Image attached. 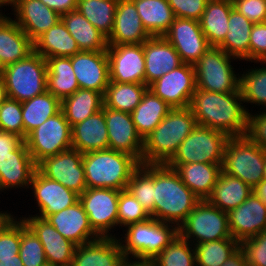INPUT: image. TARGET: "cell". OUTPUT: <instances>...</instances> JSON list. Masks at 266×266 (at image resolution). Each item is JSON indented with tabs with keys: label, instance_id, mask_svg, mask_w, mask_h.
Returning <instances> with one entry per match:
<instances>
[{
	"label": "cell",
	"instance_id": "7bdbcfd3",
	"mask_svg": "<svg viewBox=\"0 0 266 266\" xmlns=\"http://www.w3.org/2000/svg\"><path fill=\"white\" fill-rule=\"evenodd\" d=\"M126 189L154 218V164H141L133 172Z\"/></svg>",
	"mask_w": 266,
	"mask_h": 266
},
{
	"label": "cell",
	"instance_id": "f546056e",
	"mask_svg": "<svg viewBox=\"0 0 266 266\" xmlns=\"http://www.w3.org/2000/svg\"><path fill=\"white\" fill-rule=\"evenodd\" d=\"M179 174L182 182L200 199L206 200L220 175L222 164H167Z\"/></svg>",
	"mask_w": 266,
	"mask_h": 266
},
{
	"label": "cell",
	"instance_id": "277c9868",
	"mask_svg": "<svg viewBox=\"0 0 266 266\" xmlns=\"http://www.w3.org/2000/svg\"><path fill=\"white\" fill-rule=\"evenodd\" d=\"M140 165L130 154L109 148L84 153L86 187L124 190Z\"/></svg>",
	"mask_w": 266,
	"mask_h": 266
},
{
	"label": "cell",
	"instance_id": "8d00e7d4",
	"mask_svg": "<svg viewBox=\"0 0 266 266\" xmlns=\"http://www.w3.org/2000/svg\"><path fill=\"white\" fill-rule=\"evenodd\" d=\"M253 23L234 8L228 20V33L218 46L234 59L249 61L250 33Z\"/></svg>",
	"mask_w": 266,
	"mask_h": 266
},
{
	"label": "cell",
	"instance_id": "be15d7a7",
	"mask_svg": "<svg viewBox=\"0 0 266 266\" xmlns=\"http://www.w3.org/2000/svg\"><path fill=\"white\" fill-rule=\"evenodd\" d=\"M0 266H24L19 254L15 258L0 259Z\"/></svg>",
	"mask_w": 266,
	"mask_h": 266
},
{
	"label": "cell",
	"instance_id": "94428289",
	"mask_svg": "<svg viewBox=\"0 0 266 266\" xmlns=\"http://www.w3.org/2000/svg\"><path fill=\"white\" fill-rule=\"evenodd\" d=\"M138 261H129L128 257H124L119 266H156L154 259L136 258ZM129 261V262H128Z\"/></svg>",
	"mask_w": 266,
	"mask_h": 266
},
{
	"label": "cell",
	"instance_id": "f5cc1de1",
	"mask_svg": "<svg viewBox=\"0 0 266 266\" xmlns=\"http://www.w3.org/2000/svg\"><path fill=\"white\" fill-rule=\"evenodd\" d=\"M266 64V22L253 24L250 33L249 61Z\"/></svg>",
	"mask_w": 266,
	"mask_h": 266
},
{
	"label": "cell",
	"instance_id": "4fadbf2b",
	"mask_svg": "<svg viewBox=\"0 0 266 266\" xmlns=\"http://www.w3.org/2000/svg\"><path fill=\"white\" fill-rule=\"evenodd\" d=\"M148 89L172 108L189 107L197 89L194 65L183 63L151 83Z\"/></svg>",
	"mask_w": 266,
	"mask_h": 266
},
{
	"label": "cell",
	"instance_id": "11a10c76",
	"mask_svg": "<svg viewBox=\"0 0 266 266\" xmlns=\"http://www.w3.org/2000/svg\"><path fill=\"white\" fill-rule=\"evenodd\" d=\"M232 3L253 24L266 22V0H232Z\"/></svg>",
	"mask_w": 266,
	"mask_h": 266
},
{
	"label": "cell",
	"instance_id": "9c48e42d",
	"mask_svg": "<svg viewBox=\"0 0 266 266\" xmlns=\"http://www.w3.org/2000/svg\"><path fill=\"white\" fill-rule=\"evenodd\" d=\"M231 55L219 47H210L194 64L196 87L217 93L237 92L240 78L230 65Z\"/></svg>",
	"mask_w": 266,
	"mask_h": 266
},
{
	"label": "cell",
	"instance_id": "816d5d0a",
	"mask_svg": "<svg viewBox=\"0 0 266 266\" xmlns=\"http://www.w3.org/2000/svg\"><path fill=\"white\" fill-rule=\"evenodd\" d=\"M240 247L245 252L249 266H266V229L243 240Z\"/></svg>",
	"mask_w": 266,
	"mask_h": 266
},
{
	"label": "cell",
	"instance_id": "f907efd6",
	"mask_svg": "<svg viewBox=\"0 0 266 266\" xmlns=\"http://www.w3.org/2000/svg\"><path fill=\"white\" fill-rule=\"evenodd\" d=\"M21 243V220H12L0 232V259L15 258Z\"/></svg>",
	"mask_w": 266,
	"mask_h": 266
},
{
	"label": "cell",
	"instance_id": "bcb514c9",
	"mask_svg": "<svg viewBox=\"0 0 266 266\" xmlns=\"http://www.w3.org/2000/svg\"><path fill=\"white\" fill-rule=\"evenodd\" d=\"M239 78V89L244 103L266 106V67L249 70Z\"/></svg>",
	"mask_w": 266,
	"mask_h": 266
},
{
	"label": "cell",
	"instance_id": "cb8c5ba5",
	"mask_svg": "<svg viewBox=\"0 0 266 266\" xmlns=\"http://www.w3.org/2000/svg\"><path fill=\"white\" fill-rule=\"evenodd\" d=\"M151 35L143 26L137 8L132 0H118L114 25L108 45L141 44Z\"/></svg>",
	"mask_w": 266,
	"mask_h": 266
},
{
	"label": "cell",
	"instance_id": "ab89813d",
	"mask_svg": "<svg viewBox=\"0 0 266 266\" xmlns=\"http://www.w3.org/2000/svg\"><path fill=\"white\" fill-rule=\"evenodd\" d=\"M24 140L27 135L61 110V101L49 91L21 102Z\"/></svg>",
	"mask_w": 266,
	"mask_h": 266
},
{
	"label": "cell",
	"instance_id": "b9f144b4",
	"mask_svg": "<svg viewBox=\"0 0 266 266\" xmlns=\"http://www.w3.org/2000/svg\"><path fill=\"white\" fill-rule=\"evenodd\" d=\"M118 0H78L77 10L106 38L114 25Z\"/></svg>",
	"mask_w": 266,
	"mask_h": 266
},
{
	"label": "cell",
	"instance_id": "44dd1931",
	"mask_svg": "<svg viewBox=\"0 0 266 266\" xmlns=\"http://www.w3.org/2000/svg\"><path fill=\"white\" fill-rule=\"evenodd\" d=\"M30 185L34 189V197L41 212L37 217L42 219L72 206L79 200L77 193L58 181L47 178L38 169L35 170Z\"/></svg>",
	"mask_w": 266,
	"mask_h": 266
},
{
	"label": "cell",
	"instance_id": "003e7915",
	"mask_svg": "<svg viewBox=\"0 0 266 266\" xmlns=\"http://www.w3.org/2000/svg\"><path fill=\"white\" fill-rule=\"evenodd\" d=\"M4 4H10V5H13L12 7H14V4H15V0H0V7Z\"/></svg>",
	"mask_w": 266,
	"mask_h": 266
},
{
	"label": "cell",
	"instance_id": "2644e50d",
	"mask_svg": "<svg viewBox=\"0 0 266 266\" xmlns=\"http://www.w3.org/2000/svg\"><path fill=\"white\" fill-rule=\"evenodd\" d=\"M43 266H57V265H53V264H51V263H46V264L43 265Z\"/></svg>",
	"mask_w": 266,
	"mask_h": 266
},
{
	"label": "cell",
	"instance_id": "7a4b0ae2",
	"mask_svg": "<svg viewBox=\"0 0 266 266\" xmlns=\"http://www.w3.org/2000/svg\"><path fill=\"white\" fill-rule=\"evenodd\" d=\"M154 197V219L177 227L200 201L167 164H154Z\"/></svg>",
	"mask_w": 266,
	"mask_h": 266
},
{
	"label": "cell",
	"instance_id": "ffe728a7",
	"mask_svg": "<svg viewBox=\"0 0 266 266\" xmlns=\"http://www.w3.org/2000/svg\"><path fill=\"white\" fill-rule=\"evenodd\" d=\"M44 247L47 263L71 266L76 245L64 238L46 219L36 216L23 218Z\"/></svg>",
	"mask_w": 266,
	"mask_h": 266
},
{
	"label": "cell",
	"instance_id": "f6af8a7d",
	"mask_svg": "<svg viewBox=\"0 0 266 266\" xmlns=\"http://www.w3.org/2000/svg\"><path fill=\"white\" fill-rule=\"evenodd\" d=\"M179 233L154 259L156 266H196L195 250Z\"/></svg>",
	"mask_w": 266,
	"mask_h": 266
},
{
	"label": "cell",
	"instance_id": "836d02e7",
	"mask_svg": "<svg viewBox=\"0 0 266 266\" xmlns=\"http://www.w3.org/2000/svg\"><path fill=\"white\" fill-rule=\"evenodd\" d=\"M70 35L75 39L80 51H106L107 38L96 29L78 10L61 16Z\"/></svg>",
	"mask_w": 266,
	"mask_h": 266
},
{
	"label": "cell",
	"instance_id": "4dcf8cb0",
	"mask_svg": "<svg viewBox=\"0 0 266 266\" xmlns=\"http://www.w3.org/2000/svg\"><path fill=\"white\" fill-rule=\"evenodd\" d=\"M232 8V0L207 1L199 22L211 47H218L224 41L228 33V20Z\"/></svg>",
	"mask_w": 266,
	"mask_h": 266
},
{
	"label": "cell",
	"instance_id": "ee69618b",
	"mask_svg": "<svg viewBox=\"0 0 266 266\" xmlns=\"http://www.w3.org/2000/svg\"><path fill=\"white\" fill-rule=\"evenodd\" d=\"M194 245L196 266H222L240 248V242L234 238Z\"/></svg>",
	"mask_w": 266,
	"mask_h": 266
},
{
	"label": "cell",
	"instance_id": "30bf717a",
	"mask_svg": "<svg viewBox=\"0 0 266 266\" xmlns=\"http://www.w3.org/2000/svg\"><path fill=\"white\" fill-rule=\"evenodd\" d=\"M38 165L45 158L72 149L71 126L62 110L32 130L24 140Z\"/></svg>",
	"mask_w": 266,
	"mask_h": 266
},
{
	"label": "cell",
	"instance_id": "d6a6232c",
	"mask_svg": "<svg viewBox=\"0 0 266 266\" xmlns=\"http://www.w3.org/2000/svg\"><path fill=\"white\" fill-rule=\"evenodd\" d=\"M252 192V188L241 179L221 171L210 196L206 200L228 213L241 205Z\"/></svg>",
	"mask_w": 266,
	"mask_h": 266
},
{
	"label": "cell",
	"instance_id": "f1b7e54d",
	"mask_svg": "<svg viewBox=\"0 0 266 266\" xmlns=\"http://www.w3.org/2000/svg\"><path fill=\"white\" fill-rule=\"evenodd\" d=\"M34 51V44L27 34L8 17L0 19V61L2 66L26 58Z\"/></svg>",
	"mask_w": 266,
	"mask_h": 266
},
{
	"label": "cell",
	"instance_id": "681fc988",
	"mask_svg": "<svg viewBox=\"0 0 266 266\" xmlns=\"http://www.w3.org/2000/svg\"><path fill=\"white\" fill-rule=\"evenodd\" d=\"M0 131L14 133L24 139L21 102L7 98L0 105Z\"/></svg>",
	"mask_w": 266,
	"mask_h": 266
},
{
	"label": "cell",
	"instance_id": "5b68a950",
	"mask_svg": "<svg viewBox=\"0 0 266 266\" xmlns=\"http://www.w3.org/2000/svg\"><path fill=\"white\" fill-rule=\"evenodd\" d=\"M266 150L247 135L229 137L226 142L221 170L241 179L252 189L263 180Z\"/></svg>",
	"mask_w": 266,
	"mask_h": 266
},
{
	"label": "cell",
	"instance_id": "603a6c76",
	"mask_svg": "<svg viewBox=\"0 0 266 266\" xmlns=\"http://www.w3.org/2000/svg\"><path fill=\"white\" fill-rule=\"evenodd\" d=\"M145 85L183 64L175 48L163 36H151L143 42Z\"/></svg>",
	"mask_w": 266,
	"mask_h": 266
},
{
	"label": "cell",
	"instance_id": "f35d334b",
	"mask_svg": "<svg viewBox=\"0 0 266 266\" xmlns=\"http://www.w3.org/2000/svg\"><path fill=\"white\" fill-rule=\"evenodd\" d=\"M104 105L103 95L95 90L79 88L61 101V110L70 126L84 121Z\"/></svg>",
	"mask_w": 266,
	"mask_h": 266
},
{
	"label": "cell",
	"instance_id": "6f0895ef",
	"mask_svg": "<svg viewBox=\"0 0 266 266\" xmlns=\"http://www.w3.org/2000/svg\"><path fill=\"white\" fill-rule=\"evenodd\" d=\"M24 139L17 134L0 131V155L16 150Z\"/></svg>",
	"mask_w": 266,
	"mask_h": 266
},
{
	"label": "cell",
	"instance_id": "d590c367",
	"mask_svg": "<svg viewBox=\"0 0 266 266\" xmlns=\"http://www.w3.org/2000/svg\"><path fill=\"white\" fill-rule=\"evenodd\" d=\"M47 62V91L60 101L80 87L71 64V57H50Z\"/></svg>",
	"mask_w": 266,
	"mask_h": 266
},
{
	"label": "cell",
	"instance_id": "6da1fadb",
	"mask_svg": "<svg viewBox=\"0 0 266 266\" xmlns=\"http://www.w3.org/2000/svg\"><path fill=\"white\" fill-rule=\"evenodd\" d=\"M241 102L244 101L240 89L229 93L196 89L189 108L197 125L222 131L229 137L244 136L247 134L249 112L240 105Z\"/></svg>",
	"mask_w": 266,
	"mask_h": 266
},
{
	"label": "cell",
	"instance_id": "d4e9b609",
	"mask_svg": "<svg viewBox=\"0 0 266 266\" xmlns=\"http://www.w3.org/2000/svg\"><path fill=\"white\" fill-rule=\"evenodd\" d=\"M15 22L34 43L50 27L61 20V16L40 0H15Z\"/></svg>",
	"mask_w": 266,
	"mask_h": 266
},
{
	"label": "cell",
	"instance_id": "e7e4bbea",
	"mask_svg": "<svg viewBox=\"0 0 266 266\" xmlns=\"http://www.w3.org/2000/svg\"><path fill=\"white\" fill-rule=\"evenodd\" d=\"M11 214L6 213H1L0 212V232L4 229V227L10 223L14 218L11 217Z\"/></svg>",
	"mask_w": 266,
	"mask_h": 266
},
{
	"label": "cell",
	"instance_id": "91938a15",
	"mask_svg": "<svg viewBox=\"0 0 266 266\" xmlns=\"http://www.w3.org/2000/svg\"><path fill=\"white\" fill-rule=\"evenodd\" d=\"M222 266H249L245 252L240 247Z\"/></svg>",
	"mask_w": 266,
	"mask_h": 266
},
{
	"label": "cell",
	"instance_id": "c3c4849f",
	"mask_svg": "<svg viewBox=\"0 0 266 266\" xmlns=\"http://www.w3.org/2000/svg\"><path fill=\"white\" fill-rule=\"evenodd\" d=\"M118 225L128 226L151 218V215L127 190H120L118 199Z\"/></svg>",
	"mask_w": 266,
	"mask_h": 266
},
{
	"label": "cell",
	"instance_id": "7402d4cb",
	"mask_svg": "<svg viewBox=\"0 0 266 266\" xmlns=\"http://www.w3.org/2000/svg\"><path fill=\"white\" fill-rule=\"evenodd\" d=\"M46 220L54 226L64 238L74 243L76 246L100 238L91 227L87 213L79 200L72 206L49 215Z\"/></svg>",
	"mask_w": 266,
	"mask_h": 266
},
{
	"label": "cell",
	"instance_id": "ba28073f",
	"mask_svg": "<svg viewBox=\"0 0 266 266\" xmlns=\"http://www.w3.org/2000/svg\"><path fill=\"white\" fill-rule=\"evenodd\" d=\"M228 139L229 136L222 131L197 125L167 164H222Z\"/></svg>",
	"mask_w": 266,
	"mask_h": 266
},
{
	"label": "cell",
	"instance_id": "9f6ffc18",
	"mask_svg": "<svg viewBox=\"0 0 266 266\" xmlns=\"http://www.w3.org/2000/svg\"><path fill=\"white\" fill-rule=\"evenodd\" d=\"M246 135L254 143L266 150V112L254 116L248 113V129Z\"/></svg>",
	"mask_w": 266,
	"mask_h": 266
},
{
	"label": "cell",
	"instance_id": "4316f807",
	"mask_svg": "<svg viewBox=\"0 0 266 266\" xmlns=\"http://www.w3.org/2000/svg\"><path fill=\"white\" fill-rule=\"evenodd\" d=\"M37 169L25 141L14 151L0 155V190L30 185Z\"/></svg>",
	"mask_w": 266,
	"mask_h": 266
},
{
	"label": "cell",
	"instance_id": "680465c9",
	"mask_svg": "<svg viewBox=\"0 0 266 266\" xmlns=\"http://www.w3.org/2000/svg\"><path fill=\"white\" fill-rule=\"evenodd\" d=\"M60 16L77 10L78 0H40Z\"/></svg>",
	"mask_w": 266,
	"mask_h": 266
},
{
	"label": "cell",
	"instance_id": "ac0fdd59",
	"mask_svg": "<svg viewBox=\"0 0 266 266\" xmlns=\"http://www.w3.org/2000/svg\"><path fill=\"white\" fill-rule=\"evenodd\" d=\"M71 64L80 88L104 96L110 81L107 51H80L71 57Z\"/></svg>",
	"mask_w": 266,
	"mask_h": 266
},
{
	"label": "cell",
	"instance_id": "74e56055",
	"mask_svg": "<svg viewBox=\"0 0 266 266\" xmlns=\"http://www.w3.org/2000/svg\"><path fill=\"white\" fill-rule=\"evenodd\" d=\"M142 20L143 26L151 36H163L175 19L167 0H132Z\"/></svg>",
	"mask_w": 266,
	"mask_h": 266
},
{
	"label": "cell",
	"instance_id": "db71d44e",
	"mask_svg": "<svg viewBox=\"0 0 266 266\" xmlns=\"http://www.w3.org/2000/svg\"><path fill=\"white\" fill-rule=\"evenodd\" d=\"M175 18L200 20L207 0H167Z\"/></svg>",
	"mask_w": 266,
	"mask_h": 266
},
{
	"label": "cell",
	"instance_id": "7c38bea8",
	"mask_svg": "<svg viewBox=\"0 0 266 266\" xmlns=\"http://www.w3.org/2000/svg\"><path fill=\"white\" fill-rule=\"evenodd\" d=\"M119 194L120 190L111 188H87L79 195L89 223L100 237H110L108 232L118 225Z\"/></svg>",
	"mask_w": 266,
	"mask_h": 266
},
{
	"label": "cell",
	"instance_id": "7dc6e473",
	"mask_svg": "<svg viewBox=\"0 0 266 266\" xmlns=\"http://www.w3.org/2000/svg\"><path fill=\"white\" fill-rule=\"evenodd\" d=\"M19 256L24 266H43L47 263L43 245L22 219Z\"/></svg>",
	"mask_w": 266,
	"mask_h": 266
},
{
	"label": "cell",
	"instance_id": "1f68e13d",
	"mask_svg": "<svg viewBox=\"0 0 266 266\" xmlns=\"http://www.w3.org/2000/svg\"><path fill=\"white\" fill-rule=\"evenodd\" d=\"M33 44L34 51L45 59L72 57L80 52L77 42L70 35L62 20L50 27Z\"/></svg>",
	"mask_w": 266,
	"mask_h": 266
},
{
	"label": "cell",
	"instance_id": "3957f363",
	"mask_svg": "<svg viewBox=\"0 0 266 266\" xmlns=\"http://www.w3.org/2000/svg\"><path fill=\"white\" fill-rule=\"evenodd\" d=\"M196 126L189 107L172 108L144 139L142 164H167Z\"/></svg>",
	"mask_w": 266,
	"mask_h": 266
},
{
	"label": "cell",
	"instance_id": "e0dca14e",
	"mask_svg": "<svg viewBox=\"0 0 266 266\" xmlns=\"http://www.w3.org/2000/svg\"><path fill=\"white\" fill-rule=\"evenodd\" d=\"M109 138L108 148L135 157L142 164L144 140L138 134L132 115L104 106Z\"/></svg>",
	"mask_w": 266,
	"mask_h": 266
},
{
	"label": "cell",
	"instance_id": "d6986e66",
	"mask_svg": "<svg viewBox=\"0 0 266 266\" xmlns=\"http://www.w3.org/2000/svg\"><path fill=\"white\" fill-rule=\"evenodd\" d=\"M227 214L231 236L240 243L266 229V205L253 192Z\"/></svg>",
	"mask_w": 266,
	"mask_h": 266
},
{
	"label": "cell",
	"instance_id": "484cf974",
	"mask_svg": "<svg viewBox=\"0 0 266 266\" xmlns=\"http://www.w3.org/2000/svg\"><path fill=\"white\" fill-rule=\"evenodd\" d=\"M125 255L112 235L76 246L71 266H119Z\"/></svg>",
	"mask_w": 266,
	"mask_h": 266
},
{
	"label": "cell",
	"instance_id": "6125c7cd",
	"mask_svg": "<svg viewBox=\"0 0 266 266\" xmlns=\"http://www.w3.org/2000/svg\"><path fill=\"white\" fill-rule=\"evenodd\" d=\"M252 191L266 205V179L257 184Z\"/></svg>",
	"mask_w": 266,
	"mask_h": 266
},
{
	"label": "cell",
	"instance_id": "8992f818",
	"mask_svg": "<svg viewBox=\"0 0 266 266\" xmlns=\"http://www.w3.org/2000/svg\"><path fill=\"white\" fill-rule=\"evenodd\" d=\"M7 98L23 102L47 91V62L33 51L3 69Z\"/></svg>",
	"mask_w": 266,
	"mask_h": 266
},
{
	"label": "cell",
	"instance_id": "5bb4252c",
	"mask_svg": "<svg viewBox=\"0 0 266 266\" xmlns=\"http://www.w3.org/2000/svg\"><path fill=\"white\" fill-rule=\"evenodd\" d=\"M37 169L47 178L58 181L78 195L87 189L83 153L78 150L69 149L45 158L37 165Z\"/></svg>",
	"mask_w": 266,
	"mask_h": 266
},
{
	"label": "cell",
	"instance_id": "2e32d148",
	"mask_svg": "<svg viewBox=\"0 0 266 266\" xmlns=\"http://www.w3.org/2000/svg\"><path fill=\"white\" fill-rule=\"evenodd\" d=\"M163 37L175 48L183 63L194 65L211 47L195 19L175 18Z\"/></svg>",
	"mask_w": 266,
	"mask_h": 266
},
{
	"label": "cell",
	"instance_id": "9a60e30c",
	"mask_svg": "<svg viewBox=\"0 0 266 266\" xmlns=\"http://www.w3.org/2000/svg\"><path fill=\"white\" fill-rule=\"evenodd\" d=\"M106 51L110 81L145 84L143 43L108 45Z\"/></svg>",
	"mask_w": 266,
	"mask_h": 266
},
{
	"label": "cell",
	"instance_id": "a7ac6f4b",
	"mask_svg": "<svg viewBox=\"0 0 266 266\" xmlns=\"http://www.w3.org/2000/svg\"><path fill=\"white\" fill-rule=\"evenodd\" d=\"M263 179H266V162H265V166H264V175H263Z\"/></svg>",
	"mask_w": 266,
	"mask_h": 266
},
{
	"label": "cell",
	"instance_id": "60d3db41",
	"mask_svg": "<svg viewBox=\"0 0 266 266\" xmlns=\"http://www.w3.org/2000/svg\"><path fill=\"white\" fill-rule=\"evenodd\" d=\"M148 86L138 83H118L109 81L103 96L104 106L131 114L139 105Z\"/></svg>",
	"mask_w": 266,
	"mask_h": 266
},
{
	"label": "cell",
	"instance_id": "03108f58",
	"mask_svg": "<svg viewBox=\"0 0 266 266\" xmlns=\"http://www.w3.org/2000/svg\"><path fill=\"white\" fill-rule=\"evenodd\" d=\"M7 99L6 88L2 75H0V105Z\"/></svg>",
	"mask_w": 266,
	"mask_h": 266
},
{
	"label": "cell",
	"instance_id": "83f0119b",
	"mask_svg": "<svg viewBox=\"0 0 266 266\" xmlns=\"http://www.w3.org/2000/svg\"><path fill=\"white\" fill-rule=\"evenodd\" d=\"M72 149L81 153L108 149L109 138L107 133L104 105L84 121L71 127Z\"/></svg>",
	"mask_w": 266,
	"mask_h": 266
},
{
	"label": "cell",
	"instance_id": "89a4df30",
	"mask_svg": "<svg viewBox=\"0 0 266 266\" xmlns=\"http://www.w3.org/2000/svg\"><path fill=\"white\" fill-rule=\"evenodd\" d=\"M3 69H4V67L2 66L1 61H0V75H1L2 72H3Z\"/></svg>",
	"mask_w": 266,
	"mask_h": 266
},
{
	"label": "cell",
	"instance_id": "52a82bcc",
	"mask_svg": "<svg viewBox=\"0 0 266 266\" xmlns=\"http://www.w3.org/2000/svg\"><path fill=\"white\" fill-rule=\"evenodd\" d=\"M168 224L151 217L128 225L125 245L119 239L123 254L126 257L130 254L134 258L155 259L179 233L177 226L170 229Z\"/></svg>",
	"mask_w": 266,
	"mask_h": 266
},
{
	"label": "cell",
	"instance_id": "e575fe53",
	"mask_svg": "<svg viewBox=\"0 0 266 266\" xmlns=\"http://www.w3.org/2000/svg\"><path fill=\"white\" fill-rule=\"evenodd\" d=\"M172 109L166 102L147 89L141 102L131 113L138 134L144 140Z\"/></svg>",
	"mask_w": 266,
	"mask_h": 266
},
{
	"label": "cell",
	"instance_id": "8fae6325",
	"mask_svg": "<svg viewBox=\"0 0 266 266\" xmlns=\"http://www.w3.org/2000/svg\"><path fill=\"white\" fill-rule=\"evenodd\" d=\"M179 234L187 241L196 237V244L220 239L233 238L228 226V214L200 200L189 213L186 220L178 227Z\"/></svg>",
	"mask_w": 266,
	"mask_h": 266
}]
</instances>
